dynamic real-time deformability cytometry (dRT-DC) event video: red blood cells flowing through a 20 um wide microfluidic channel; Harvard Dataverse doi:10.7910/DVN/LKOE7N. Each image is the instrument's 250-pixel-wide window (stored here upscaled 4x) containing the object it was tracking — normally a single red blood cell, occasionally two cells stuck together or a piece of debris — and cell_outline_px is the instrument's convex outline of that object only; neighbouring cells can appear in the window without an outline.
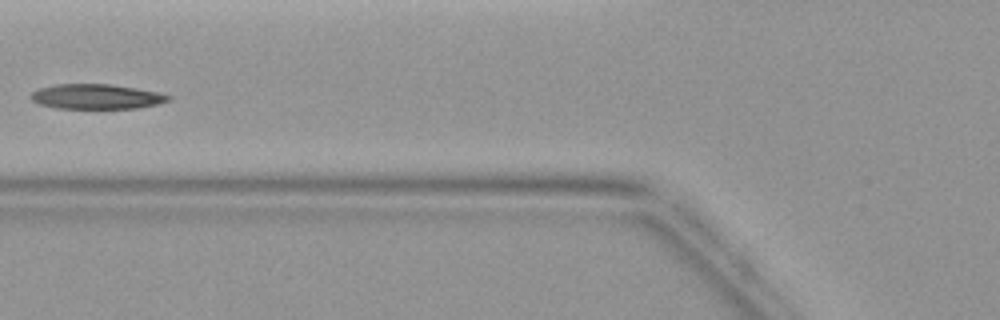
{"species": "common noctule bat (a hibernating species)", "species_latin": "Nyctalus noctula", "temperature_condition": "warm", "stored_images_in_passage": 5, "camera_frame_rate_fps": 3000, "um_per_image_px": 0.085, "animal": {"sex": "female", "body_mass_g": 19.9}, "frame": {"image": 1, "passage_image": 5, "time_ms": 4.667, "image_size_px": [1000, 320], "cell_outline_px": [[172, 100], [156, 104], [136, 108], [56, 108], [40, 104], [32, 100], [28, 96], [32, 92], [40, 88], [56, 84], [108, 84], [136, 88], [156, 92], [172, 96]], "centroid_in_image_um": [8.18, 8.21], "position_along_channel_um": 117.6, "area_um2": 19.83}}